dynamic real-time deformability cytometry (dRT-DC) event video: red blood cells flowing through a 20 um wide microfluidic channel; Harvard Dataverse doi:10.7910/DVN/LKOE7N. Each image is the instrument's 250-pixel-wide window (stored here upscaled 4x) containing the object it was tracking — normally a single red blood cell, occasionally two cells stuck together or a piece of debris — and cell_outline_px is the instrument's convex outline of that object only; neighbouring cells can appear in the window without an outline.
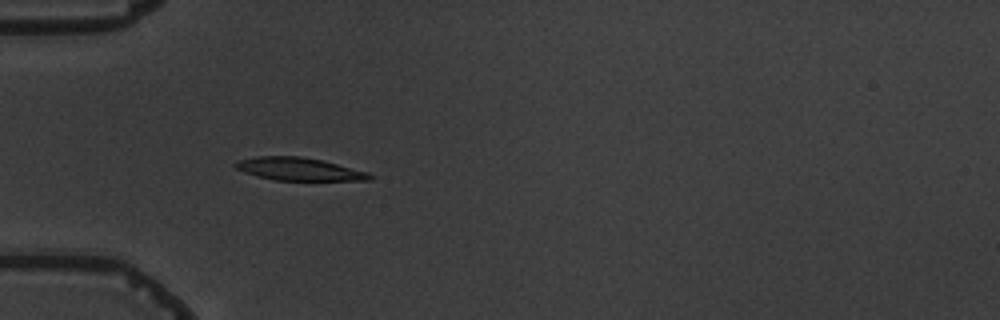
{"species": "common noctule bat (a hibernating species)", "species_latin": "Nyctalus noctula", "temperature_condition": "warm", "stored_images_in_passage": 6, "camera_frame_rate_fps": 3000, "um_per_image_px": 0.085, "animal": {"sex": "male", "body_mass_g": 19.5, "forearm_length_mm": 54.6}, "frame": {"image": 1, "passage_image": 4, "time_ms": 4.333, "image_size_px": [1000, 320], "cell_outline_px": [[376, 176], [372, 180], [276, 180], [244, 172], [236, 168], [232, 164], [236, 160], [256, 156], [300, 156], [324, 160], [368, 172]], "centroid_in_image_um": [25.44, 14.36], "position_along_channel_um": 59.6, "area_um2": 17.98}}
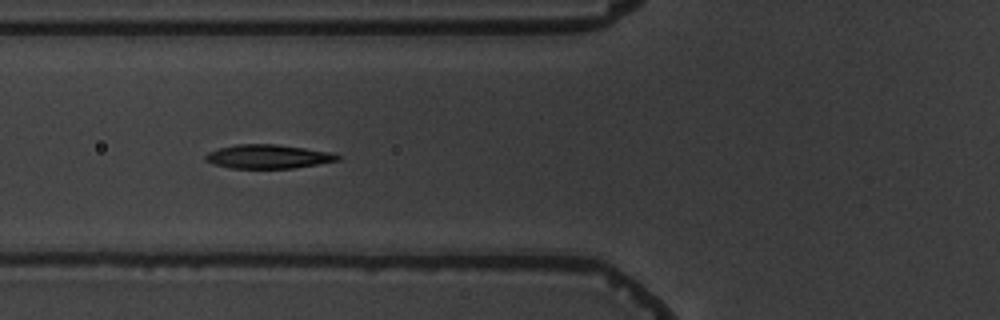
{"frame": {"image": 2, "passage_image": 5, "time_ms": 5.667, "image_size_px": [1000, 320], "cell_outline_px": [[340, 160], [292, 168], [232, 168], [212, 164], [204, 160], [204, 156], [208, 152], [220, 148], [236, 144], [276, 144], [332, 152], [340, 156]], "centroid_in_image_um": [22.76, 13.3], "position_along_channel_um": 103.0, "area_um2": 18.32}}
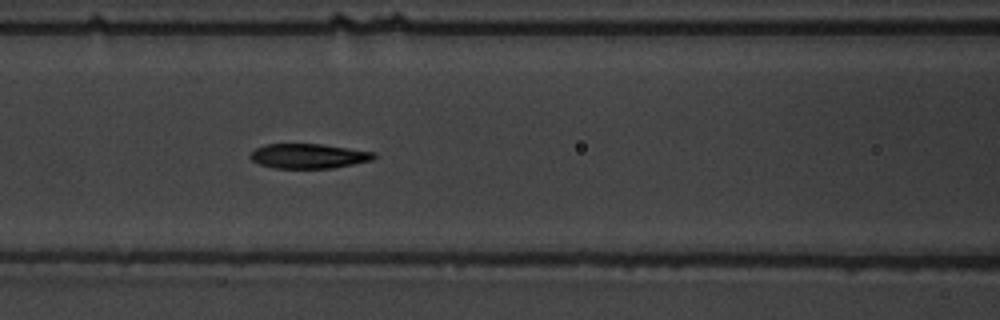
{"frame": {"image": 3, "passage_image": 6, "time_ms": 6.667, "image_size_px": [1000, 320], "cell_outline_px": [[376, 156], [372, 160], [332, 168], [276, 168], [260, 164], [252, 160], [248, 156], [256, 148], [264, 144], [320, 144], [376, 152]], "centroid_in_image_um": [26.22, 13.26], "position_along_channel_um": 140.4, "area_um2": 17.69}}